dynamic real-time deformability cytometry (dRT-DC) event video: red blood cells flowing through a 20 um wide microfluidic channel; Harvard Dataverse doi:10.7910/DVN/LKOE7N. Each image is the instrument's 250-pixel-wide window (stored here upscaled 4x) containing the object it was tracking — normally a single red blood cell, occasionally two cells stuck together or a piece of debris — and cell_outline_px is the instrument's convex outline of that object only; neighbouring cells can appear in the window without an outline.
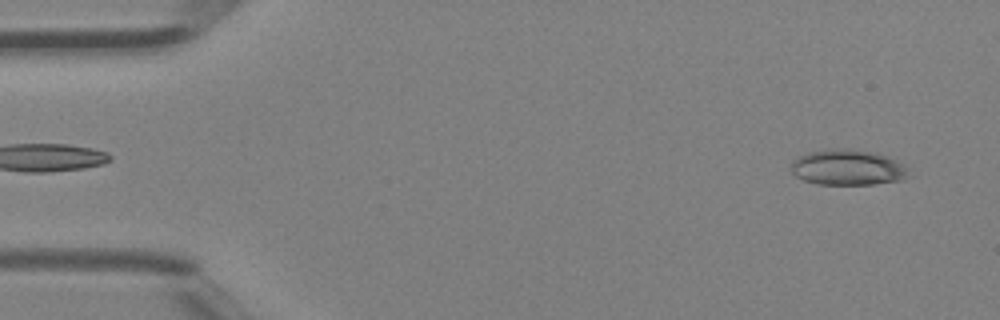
{"species": "Egyptian fruit bat (a non-hibernating species)", "species_latin": "Rousettus aegyptiacus", "temperature_condition": "room temperature", "stored_images_in_passage": 4, "camera_frame_rate_fps": 3000, "um_per_image_px": 0.085, "animal": {"sex": "female"}, "frame": {"image": 1, "passage_image": 4, "time_ms": 1.0, "image_size_px": [1000, 320], "cell_outline_px": [[912, 176], [900, 180], [872, 184], [816, 184], [804, 180], [796, 176], [792, 172], [792, 160], [796, 156], [808, 152], [828, 148], [848, 148], [876, 152], [888, 156], [912, 168]], "centroid_in_image_um": [72.11, 14.21], "position_along_channel_um": 12.9, "area_um2": 25.03}}